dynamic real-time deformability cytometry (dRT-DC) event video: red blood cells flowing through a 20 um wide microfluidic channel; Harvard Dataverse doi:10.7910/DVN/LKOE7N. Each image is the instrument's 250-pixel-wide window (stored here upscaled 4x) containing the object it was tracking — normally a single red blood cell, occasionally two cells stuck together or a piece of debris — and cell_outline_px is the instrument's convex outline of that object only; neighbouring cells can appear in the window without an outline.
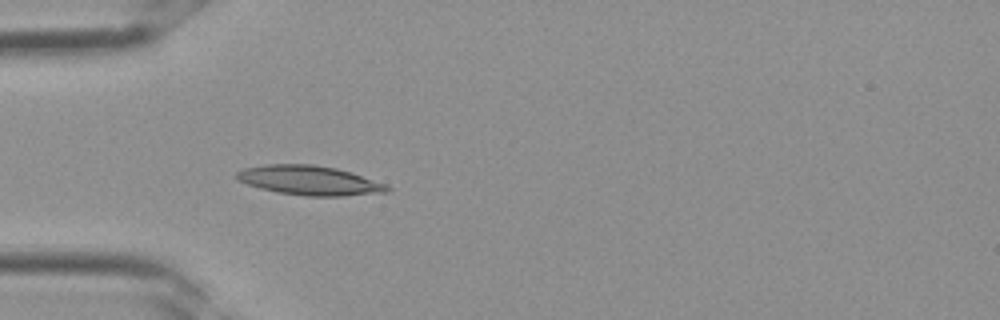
{"species": "Egyptian fruit bat (a non-hibernating species)", "species_latin": "Rousettus aegyptiacus", "temperature_condition": "room temperature", "stored_images_in_passage": 4, "camera_frame_rate_fps": 3000, "um_per_image_px": 0.085, "frame": {"image": 1, "passage_image": 4, "time_ms": 1.0, "image_size_px": [1000, 320], "cell_outline_px": [[392, 188], [388, 192], [344, 196], [308, 196], [276, 192], [260, 188], [236, 180], [236, 172], [244, 168], [264, 164], [312, 164], [336, 168], [352, 172], [388, 184]], "centroid_in_image_um": [26.33, 15.33], "position_along_channel_um": 58.7, "area_um2": 26.07}}